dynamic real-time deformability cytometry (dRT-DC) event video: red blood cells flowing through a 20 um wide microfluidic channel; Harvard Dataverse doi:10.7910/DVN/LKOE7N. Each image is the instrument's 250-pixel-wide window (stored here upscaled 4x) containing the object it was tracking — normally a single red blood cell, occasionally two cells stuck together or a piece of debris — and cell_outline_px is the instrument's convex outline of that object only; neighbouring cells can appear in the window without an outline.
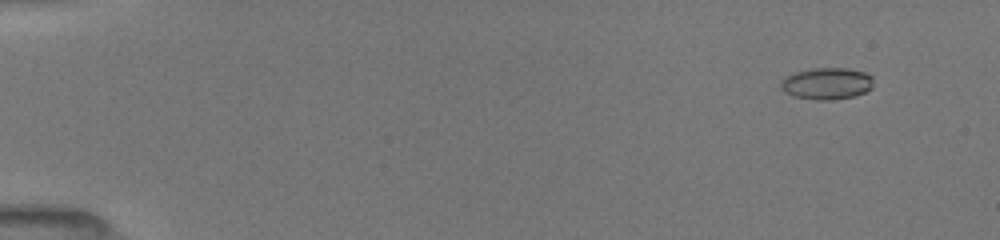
{"species": "common noctule bat (a hibernating species)", "species_latin": "Nyctalus noctula", "temperature_condition": "room temperature", "stored_images_in_passage": 23, "camera_frame_rate_fps": 3000, "um_per_image_px": 0.085, "animal": {"sex": "female", "body_mass_g": 19.5, "forearm_length_mm": 54.1}, "frame": {"image": 1, "passage_image": 5, "time_ms": 1.333, "image_size_px": [1000, 240], "cell_outline_px": [[872, 88], [856, 96], [832, 100], [816, 100], [792, 96], [784, 92], [780, 88], [780, 80], [784, 76], [796, 72], [812, 68], [848, 68], [864, 72], [872, 76]], "centroid_in_image_um": [70.24, 7.1], "position_along_channel_um": 14.8, "area_um2": 17.4}}
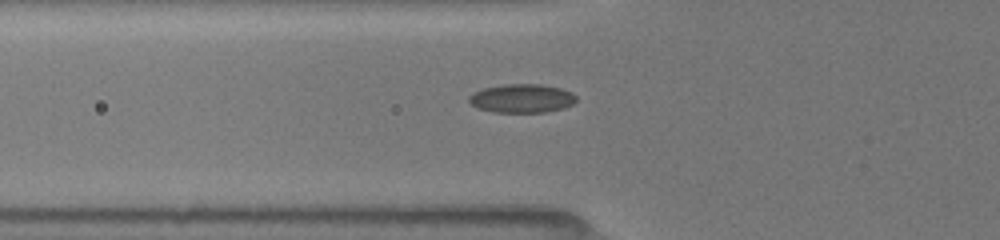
{"frame": {"image": 2, "passage_image": 21, "time_ms": 6.333, "image_size_px": [1000, 240], "cell_outline_px": [[576, 100], [572, 104], [564, 108], [544, 112], [492, 112], [480, 108], [472, 104], [468, 100], [468, 96], [484, 88], [504, 84], [540, 84], [560, 88], [572, 92], [576, 96]], "centroid_in_image_um": [44.38, 8.36], "position_along_channel_um": 81.4, "area_um2": 17.8}}
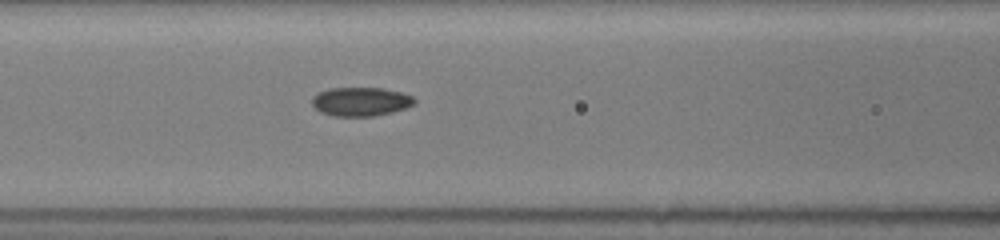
{"frame": {"image": 3, "passage_image": 23, "time_ms": 7.667, "image_size_px": [1000, 240], "cell_outline_px": [[416, 104], [392, 112], [372, 116], [332, 116], [320, 112], [312, 104], [312, 96], [328, 88], [384, 88], [400, 92], [412, 96], [416, 100]], "centroid_in_image_um": [30.66, 8.63], "position_along_channel_um": 135.9, "area_um2": 17.22}}